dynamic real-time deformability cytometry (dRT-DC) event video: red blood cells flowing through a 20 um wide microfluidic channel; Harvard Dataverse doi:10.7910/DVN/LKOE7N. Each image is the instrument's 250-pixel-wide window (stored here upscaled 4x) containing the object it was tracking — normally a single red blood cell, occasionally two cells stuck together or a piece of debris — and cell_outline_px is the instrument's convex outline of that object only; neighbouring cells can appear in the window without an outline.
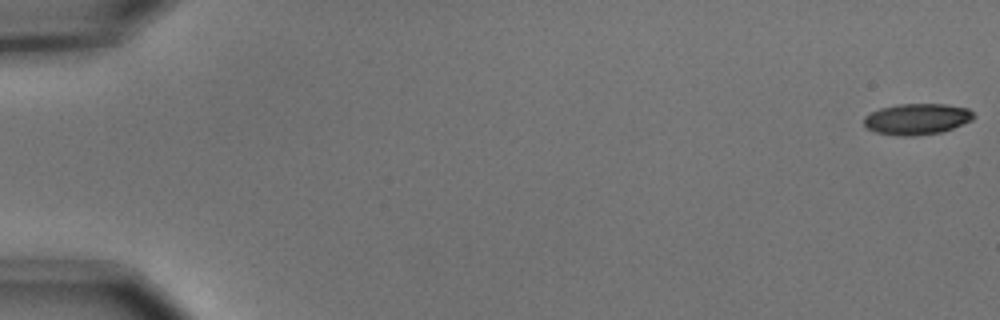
{"species": "common noctule bat (a hibernating species)", "species_latin": "Nyctalus noctula", "temperature_condition": "cold", "stored_images_in_passage": 18, "camera_frame_rate_fps": 3000, "um_per_image_px": 0.085, "animal": {"sex": "male", "body_mass_g": 15.6}, "frame": {"image": 1, "passage_image": 1, "time_ms": 0.0, "image_size_px": [1000, 320], "cell_outline_px": [[976, 116], [972, 120], [952, 128], [940, 132], [912, 136], [900, 136], [876, 132], [868, 128], [864, 124], [864, 116], [880, 108], [900, 104], [944, 104], [968, 108]], "centroid_in_image_um": [77.95, 10.11], "position_along_channel_um": 7.1, "area_um2": 19.71}}
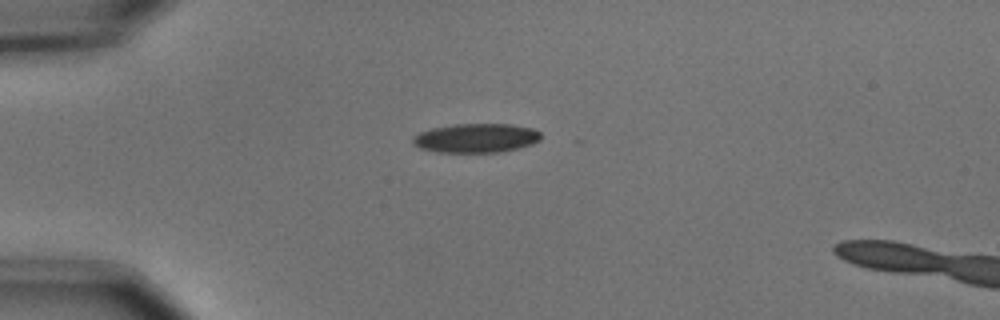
{"frame": {"image": 2, "passage_image": 15, "time_ms": 4.667, "image_size_px": [1000, 320], "cell_outline_px": [[540, 140], [532, 144], [520, 148], [500, 152], [440, 152], [420, 148], [412, 144], [412, 136], [420, 132], [432, 128], [456, 124], [508, 124], [532, 128], [540, 132]], "centroid_in_image_um": [40.46, 11.74], "position_along_channel_um": 44.5, "area_um2": 21.73}}